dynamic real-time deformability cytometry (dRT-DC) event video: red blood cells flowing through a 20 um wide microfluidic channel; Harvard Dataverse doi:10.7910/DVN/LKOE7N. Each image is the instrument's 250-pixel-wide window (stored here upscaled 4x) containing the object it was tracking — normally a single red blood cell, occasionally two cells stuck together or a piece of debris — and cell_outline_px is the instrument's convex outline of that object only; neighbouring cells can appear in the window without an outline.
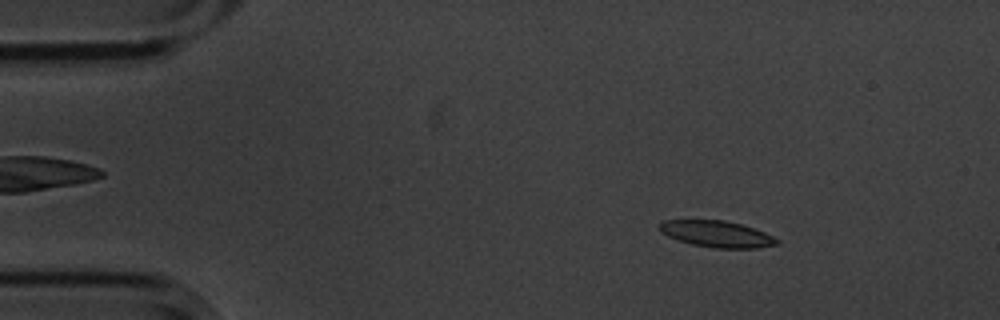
{"species": "common noctule bat (a hibernating species)", "species_latin": "Nyctalus noctula", "temperature_condition": "cold", "stored_images_in_passage": 55, "camera_frame_rate_fps": 3000, "um_per_image_px": 0.085, "animal": {"sex": "male", "body_mass_g": 20.1, "forearm_length_mm": 53.5}, "frame": {"image": 1, "passage_image": 7, "time_ms": 2.0, "image_size_px": [1000, 320], "cell_outline_px": [[780, 244], [756, 248], [712, 248], [692, 244], [668, 236], [660, 232], [660, 224], [664, 220], [724, 220], [740, 224], [764, 232], [780, 240]], "centroid_in_image_um": [60.95, 19.89], "position_along_channel_um": 24.1, "area_um2": 17.92}}
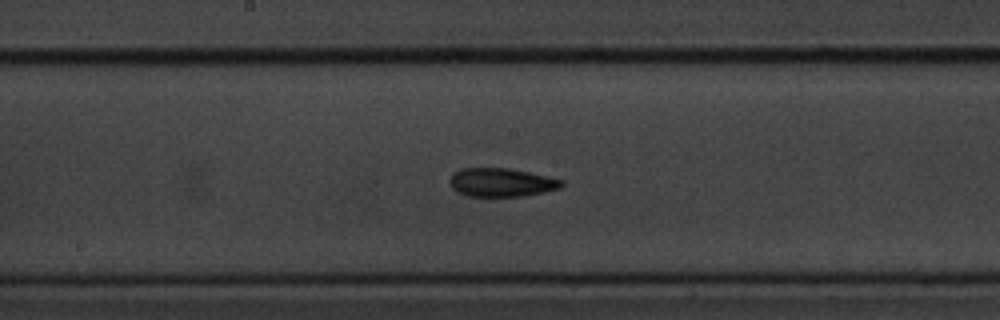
{"frame": {"image": 2, "passage_image": 28, "time_ms": 9.0, "image_size_px": [1000, 320], "cell_outline_px": [[564, 184], [560, 188], [524, 196], [468, 196], [456, 192], [452, 188], [448, 180], [452, 172], [460, 168], [508, 168], [528, 172], [564, 180]], "centroid_in_image_um": [42.56, 15.5], "position_along_channel_um": 205.6, "area_um2": 18.73}}
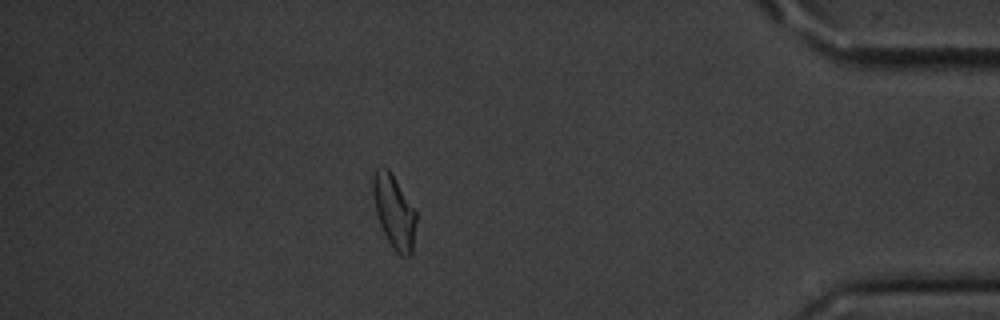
{"frame": {"image": 3, "passage_image": 48, "time_ms": 15.667, "image_size_px": [1000, 320], "cell_outline_px": [[416, 220], [412, 256], [400, 256], [392, 248], [380, 224], [376, 212], [372, 192], [372, 176], [376, 168], [388, 168], [416, 208]], "centroid_in_image_um": [33.51, 17.99], "position_along_channel_um": 401.7, "area_um2": 18.67}, "authors_computed_cell_mechanics": {"area_um2": 18.7272, "velocity_mm_per_s": 3.5502, "shape_relaxation_time_tau1_ms": 3.6875, "shape_relaxation_time_tau2_ms": 5.6778, "deformation_change_tau1": 0.1093, "deformation_change_tau2": 0.1088}}